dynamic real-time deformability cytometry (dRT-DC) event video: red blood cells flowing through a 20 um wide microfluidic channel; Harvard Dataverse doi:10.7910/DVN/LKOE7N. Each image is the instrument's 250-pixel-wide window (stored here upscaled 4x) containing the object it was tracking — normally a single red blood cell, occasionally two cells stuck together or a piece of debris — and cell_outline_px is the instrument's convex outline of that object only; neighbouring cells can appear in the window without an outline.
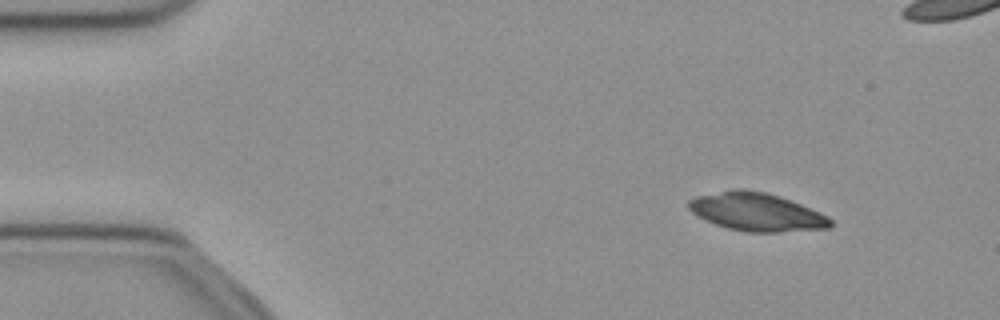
{"species": "common noctule bat (a hibernating species)", "species_latin": "Nyctalus noctula", "temperature_condition": "cold", "stored_images_in_passage": 48, "camera_frame_rate_fps": 3000, "um_per_image_px": 0.085, "animal": {"sex": "female", "body_mass_g": 21.9}, "frame": {"image": 1, "passage_image": 2, "time_ms": 0.333, "image_size_px": [1000, 320], "cell_outline_px": [[832, 224], [828, 228], [780, 232], [748, 232], [728, 228], [716, 224], [692, 212], [688, 208], [688, 200], [696, 196], [732, 188], [744, 188], [764, 192], [780, 196], [820, 212], [828, 216], [832, 220]], "centroid_in_image_um": [64.31, 18.0], "position_along_channel_um": 20.7, "area_um2": 31.44}}